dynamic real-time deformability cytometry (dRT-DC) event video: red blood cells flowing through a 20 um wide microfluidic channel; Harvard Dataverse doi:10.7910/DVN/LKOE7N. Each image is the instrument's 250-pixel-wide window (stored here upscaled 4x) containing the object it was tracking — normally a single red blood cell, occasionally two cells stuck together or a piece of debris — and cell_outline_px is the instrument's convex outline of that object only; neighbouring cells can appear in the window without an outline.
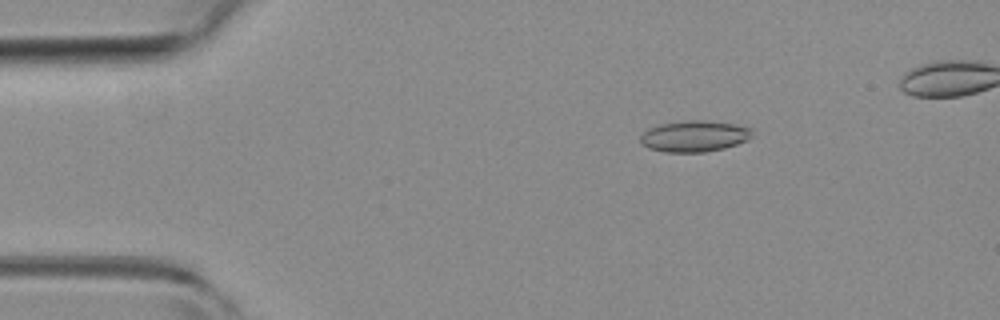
{"species": "common noctule bat (a hibernating species)", "species_latin": "Nyctalus noctula", "temperature_condition": "room temperature", "stored_images_in_passage": 48, "camera_frame_rate_fps": 3000, "um_per_image_px": 0.085, "animal": {"sex": "female", "body_mass_g": 19.3, "forearm_length_mm": 54.1}, "frame": {"image": 1, "passage_image": 8, "time_ms": 2.333, "image_size_px": [1000, 320], "cell_outline_px": [[752, 136], [748, 140], [724, 148], [704, 152], [664, 152], [648, 148], [640, 140], [640, 136], [648, 128], [660, 124], [684, 120], [704, 120], [732, 124], [752, 128]], "centroid_in_image_um": [59.01, 11.57], "position_along_channel_um": 26.0, "area_um2": 20.29}}
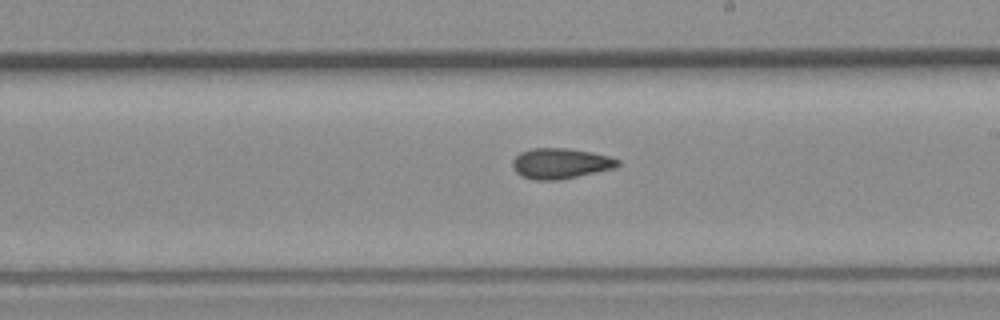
{"frame": {"image": 2, "passage_image": 29, "time_ms": 9.333, "image_size_px": [1000, 320], "cell_outline_px": [[620, 164], [616, 168], [560, 180], [536, 180], [520, 176], [516, 172], [512, 164], [512, 160], [520, 152], [532, 148], [568, 148], [592, 152], [608, 156], [620, 160]], "centroid_in_image_um": [47.65, 13.89], "position_along_channel_um": 241.4, "area_um2": 18.84}}
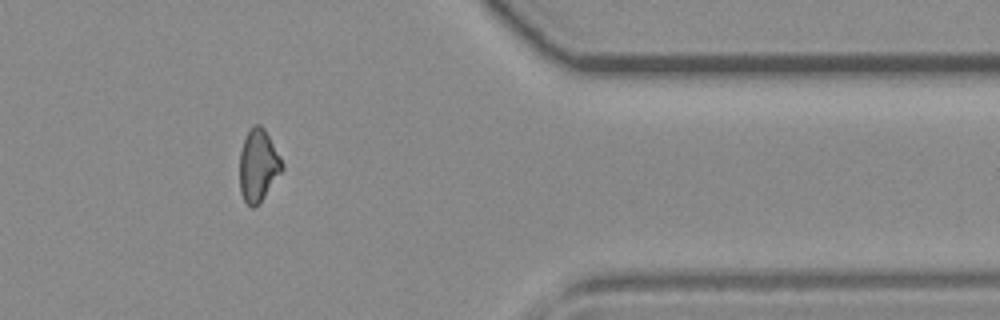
{"frame": {"image": 3, "passage_image": 42, "time_ms": 13.667, "image_size_px": [1000, 320], "cell_outline_px": [[284, 168], [264, 196], [252, 208], [244, 200], [240, 192], [240, 152], [244, 140], [252, 124], [260, 124], [264, 128], [280, 156], [284, 164]], "centroid_in_image_um": [21.95, 14.03], "position_along_channel_um": 389.5, "area_um2": 17.57}, "authors_computed_cell_mechanics": {"area_um2": 18.8428, "velocity_mm_per_s": 3.9563, "shape_relaxation_time_tau1_ms": null, "shape_relaxation_time_tau2_ms": 5.4913, "deformation_change_tau1": null, "deformation_change_tau2": 0.1217}}